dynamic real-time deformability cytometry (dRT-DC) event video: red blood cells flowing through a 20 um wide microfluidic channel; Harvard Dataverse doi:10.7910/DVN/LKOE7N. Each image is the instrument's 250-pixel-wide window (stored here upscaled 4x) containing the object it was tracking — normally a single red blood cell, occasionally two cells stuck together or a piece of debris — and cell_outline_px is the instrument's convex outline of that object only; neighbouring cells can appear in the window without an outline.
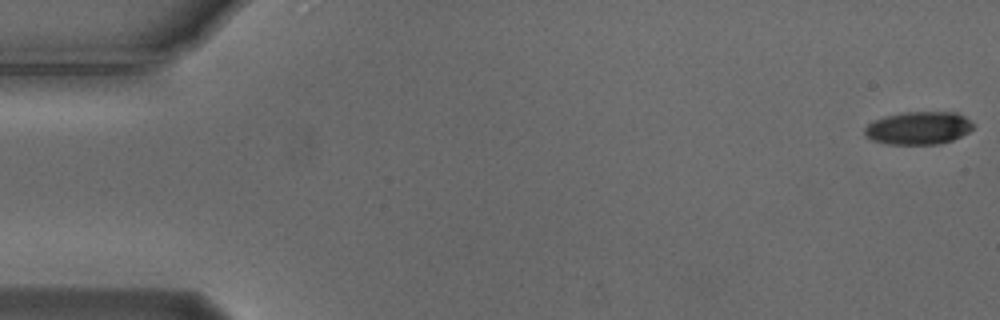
{"species": "Egyptian fruit bat (a non-hibernating species)", "species_latin": "Rousettus aegyptiacus", "temperature_condition": "cold", "stored_images_in_passage": 55, "camera_frame_rate_fps": 3000, "um_per_image_px": 0.085, "animal": {"sex": "male"}, "frame": {"image": 1, "passage_image": 1, "time_ms": 0.0, "image_size_px": [1000, 320], "cell_outline_px": [[972, 128], [968, 132], [952, 140], [936, 144], [888, 144], [872, 140], [864, 136], [864, 128], [872, 120], [884, 116], [904, 112], [956, 112], [964, 116], [972, 124]], "centroid_in_image_um": [78.01, 10.88], "position_along_channel_um": 7.0, "area_um2": 20.75}}
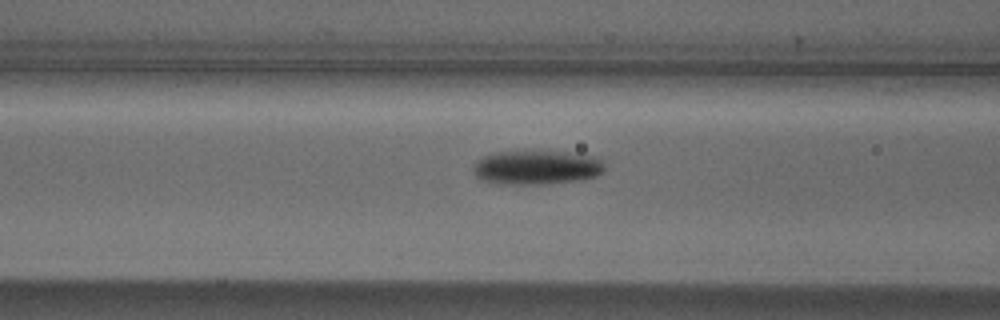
{"frame": {"image": 2, "passage_image": 22, "time_ms": 7.0, "image_size_px": [1000, 320], "cell_outline_px": [[604, 168], [596, 176], [580, 180], [544, 184], [500, 184], [480, 180], [476, 176], [472, 168], [476, 160], [492, 152], [532, 148], [568, 152], [600, 156], [604, 164]], "centroid_in_image_um": [45.59, 14.18], "position_along_channel_um": 121.0, "area_um2": 27.4}}
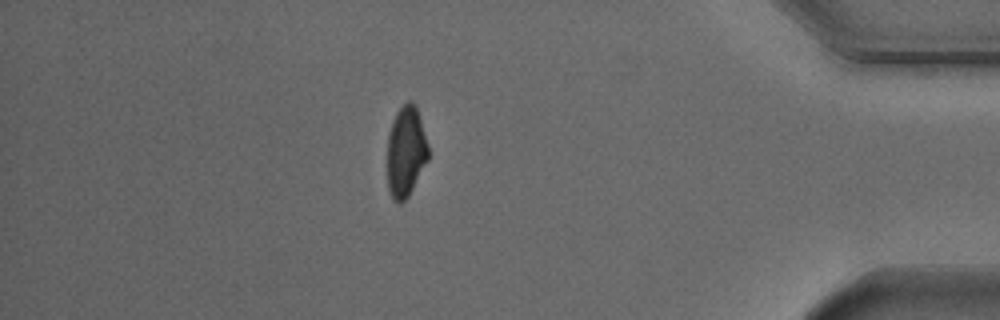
{"frame": {"image": 3, "passage_image": 48, "time_ms": 15.667, "image_size_px": [1000, 320], "cell_outline_px": [[428, 160], [408, 196], [400, 204], [392, 200], [388, 192], [388, 132], [392, 120], [396, 112], [408, 100], [412, 100], [416, 104], [428, 144]], "centroid_in_image_um": [34.49, 12.87], "position_along_channel_um": 400.7, "area_um2": 21.85}, "authors_computed_cell_mechanics": {"area_um2": 23.409, "velocity_mm_per_s": 3.7279, "shape_relaxation_time_tau1_ms": 3.1898, "shape_relaxation_time_tau2_ms": null, "deformation_change_tau1": 0.1393, "deformation_change_tau2": null}}